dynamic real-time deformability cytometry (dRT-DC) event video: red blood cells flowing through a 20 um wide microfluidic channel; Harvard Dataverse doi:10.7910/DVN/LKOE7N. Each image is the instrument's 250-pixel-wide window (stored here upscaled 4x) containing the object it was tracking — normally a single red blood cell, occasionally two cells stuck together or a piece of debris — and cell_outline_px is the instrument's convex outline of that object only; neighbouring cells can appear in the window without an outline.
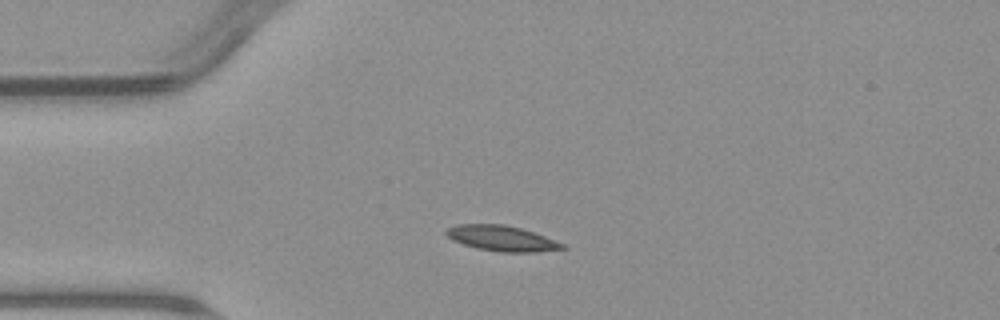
{"species": "common noctule bat (a hibernating species)", "species_latin": "Nyctalus noctula", "temperature_condition": "warm", "stored_images_in_passage": 1, "camera_frame_rate_fps": 3000, "um_per_image_px": 0.085, "animal": {"sex": "male", "body_mass_g": 23.1, "forearm_length_mm": 52.7}, "frame": {"image": 1, "passage_image": 1, "time_ms": 0.0, "image_size_px": [1000, 320], "cell_outline_px": [[568, 248], [536, 252], [500, 252], [476, 248], [452, 240], [444, 232], [448, 228], [456, 224], [504, 224], [520, 228], [544, 236], [564, 244]], "centroid_in_image_um": [42.63, 20.26], "position_along_channel_um": 42.4, "area_um2": 17.11}}